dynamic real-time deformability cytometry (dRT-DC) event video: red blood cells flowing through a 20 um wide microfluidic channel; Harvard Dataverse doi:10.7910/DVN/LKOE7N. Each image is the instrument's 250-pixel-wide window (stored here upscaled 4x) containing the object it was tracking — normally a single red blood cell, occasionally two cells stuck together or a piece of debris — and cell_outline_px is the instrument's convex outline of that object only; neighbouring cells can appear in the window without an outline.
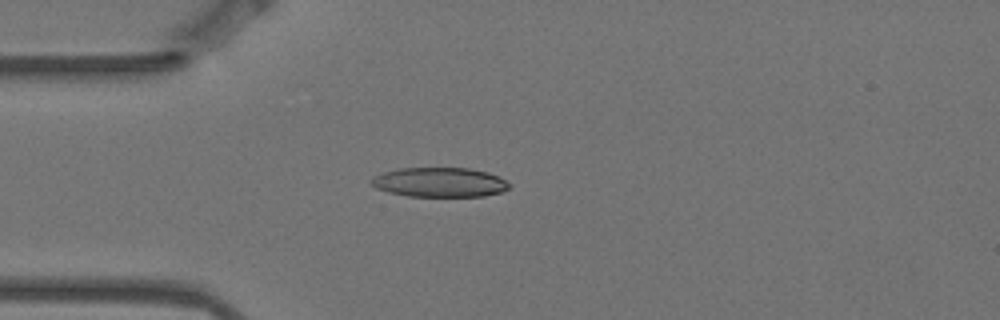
{"species": "Egyptian fruit bat (a non-hibernating species)", "species_latin": "Rousettus aegyptiacus", "temperature_condition": "warm", "stored_images_in_passage": 5, "camera_frame_rate_fps": 3000, "um_per_image_px": 0.085, "animal": {"sex": "female"}, "frame": {"image": 1, "passage_image": 5, "time_ms": 1.333, "image_size_px": [1000, 320], "cell_outline_px": [[512, 184], [504, 192], [484, 196], [408, 196], [388, 192], [376, 188], [368, 180], [372, 176], [396, 168], [468, 168], [488, 172], [500, 176]], "centroid_in_image_um": [37.38, 15.49], "position_along_channel_um": 47.6, "area_um2": 24.04}}